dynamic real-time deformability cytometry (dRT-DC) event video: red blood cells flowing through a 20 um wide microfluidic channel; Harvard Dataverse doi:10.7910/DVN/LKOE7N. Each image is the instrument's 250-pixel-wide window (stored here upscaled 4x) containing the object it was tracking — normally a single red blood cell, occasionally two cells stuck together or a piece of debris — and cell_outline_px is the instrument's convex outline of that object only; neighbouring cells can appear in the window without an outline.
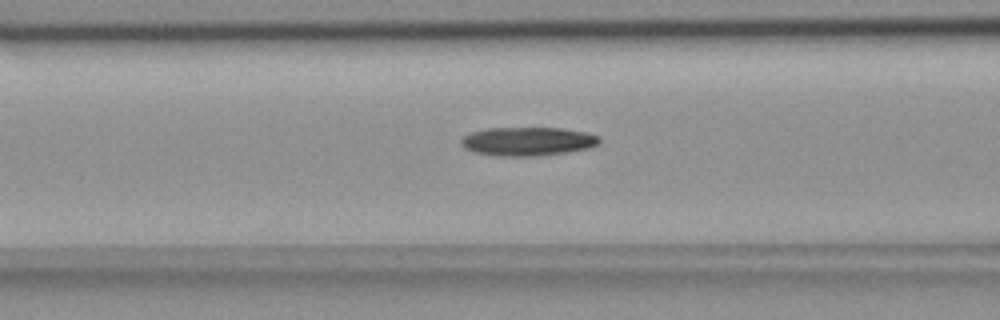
{"species": "common noctule bat (a hibernating species)", "species_latin": "Nyctalus noctula", "temperature_condition": "room temperature", "stored_images_in_passage": 55, "camera_frame_rate_fps": 3000, "um_per_image_px": 0.085, "animal": {"sex": "female", "body_mass_g": 18.4}, "frame": {"image": 1, "passage_image": 22, "time_ms": 7.0, "image_size_px": [1000, 320], "cell_outline_px": [[600, 144], [588, 148], [564, 152], [536, 156], [496, 156], [476, 152], [464, 148], [460, 144], [460, 140], [464, 136], [472, 132], [488, 128], [560, 128], [588, 132], [600, 136]], "centroid_in_image_um": [44.87, 12.01], "position_along_channel_um": 121.7, "area_um2": 23.12}}
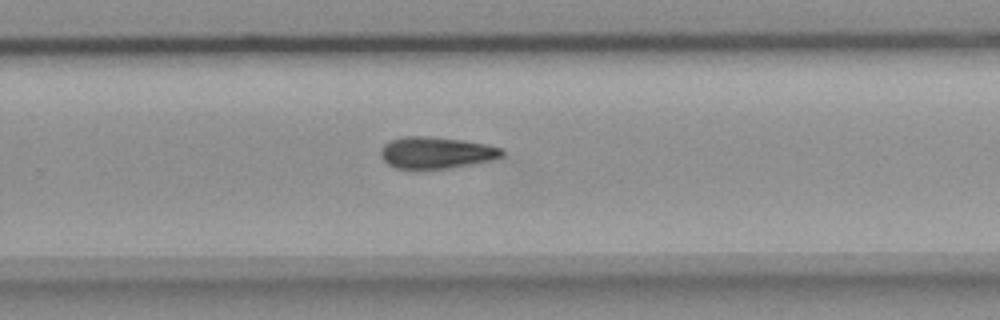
{"frame": {"image": 2, "passage_image": 36, "time_ms": 11.667, "image_size_px": [1000, 320], "cell_outline_px": [[504, 156], [496, 160], [452, 168], [396, 168], [388, 164], [380, 156], [380, 148], [384, 144], [392, 140], [404, 136], [424, 136], [460, 140], [488, 144], [504, 148]], "centroid_in_image_um": [37.14, 12.98], "position_along_channel_um": 292.7, "area_um2": 22.54}}
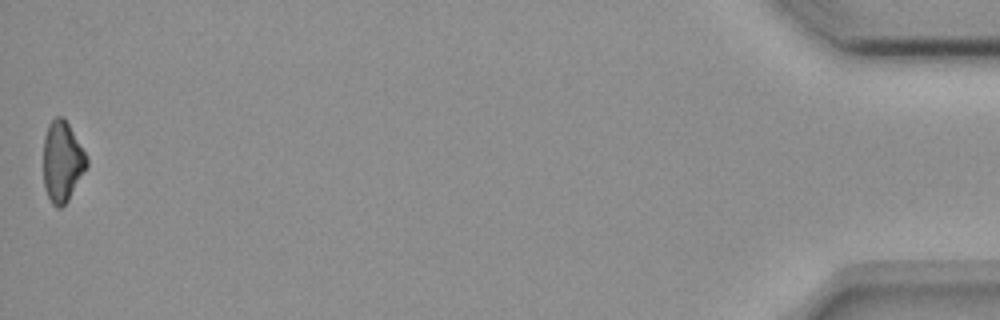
{"frame": {"image": 3, "passage_image": 55, "time_ms": 18.0, "image_size_px": [1000, 320], "cell_outline_px": [[88, 164], [68, 200], [60, 208], [56, 208], [52, 204], [44, 188], [44, 136], [48, 124], [56, 116], [64, 116], [88, 156]], "centroid_in_image_um": [5.29, 13.7], "position_along_channel_um": 429.9, "area_um2": 20.4}, "authors_computed_cell_mechanics": {"area_um2": 22.0218, "velocity_mm_per_s": 3.6797, "shape_relaxation_time_tau1_ms": 9.2227, "shape_relaxation_time_tau2_ms": null, "deformation_change_tau1": 0.1718, "deformation_change_tau2": null}}